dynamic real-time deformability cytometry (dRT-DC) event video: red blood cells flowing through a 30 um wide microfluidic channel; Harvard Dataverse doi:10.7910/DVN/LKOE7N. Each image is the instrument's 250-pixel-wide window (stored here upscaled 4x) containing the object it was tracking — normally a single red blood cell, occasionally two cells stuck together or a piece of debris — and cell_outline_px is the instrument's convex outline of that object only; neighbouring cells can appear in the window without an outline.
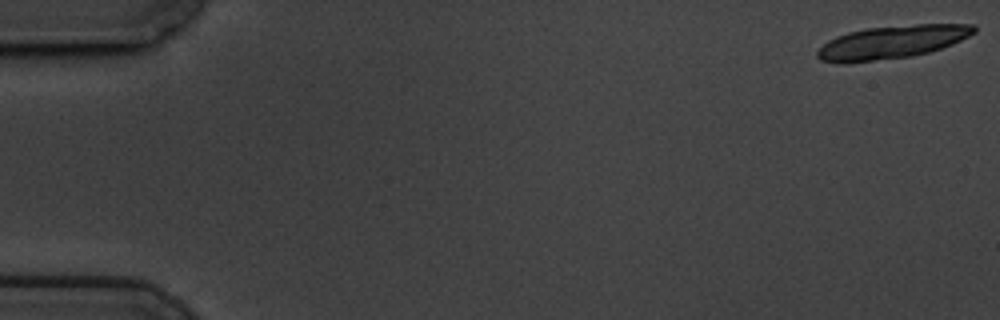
{"species": "common noctule bat (a hibernating species)", "species_latin": "Nyctalus noctula", "temperature_condition": "cold", "stored_images_in_passage": 12, "camera_frame_rate_fps": 3000, "um_per_image_px": 0.085, "animal": {"sex": "male", "body_mass_g": 19.5, "forearm_length_mm": 54.6}, "frame": {"image": 1, "passage_image": 1, "time_ms": 0.0, "image_size_px": [1000, 320], "cell_outline_px": [[976, 32], [952, 44], [928, 52], [912, 56], [844, 64], [820, 60], [816, 56], [816, 52], [828, 40], [836, 36], [848, 32], [868, 28], [916, 24], [972, 24], [976, 28]], "centroid_in_image_um": [75.78, 3.58], "position_along_channel_um": 9.2, "area_um2": 30.11}}